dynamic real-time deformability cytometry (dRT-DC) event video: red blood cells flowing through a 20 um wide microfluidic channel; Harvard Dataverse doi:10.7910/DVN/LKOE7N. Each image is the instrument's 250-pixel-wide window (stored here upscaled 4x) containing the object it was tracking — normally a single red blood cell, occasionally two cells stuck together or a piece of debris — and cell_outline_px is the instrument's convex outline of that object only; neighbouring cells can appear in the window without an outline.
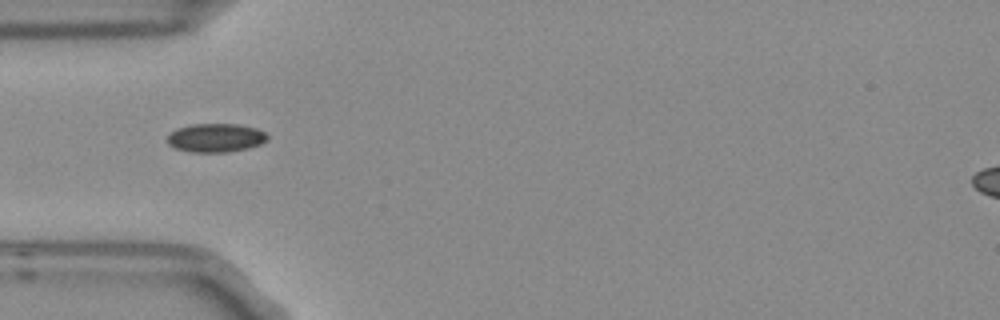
{"species": "Egyptian fruit bat (a non-hibernating species)", "species_latin": "Rousettus aegyptiacus", "temperature_condition": "room temperature", "stored_images_in_passage": 6, "segment_of_instrument_passage": [2, 2], "camera_frame_rate_fps": 3000, "um_per_image_px": 0.085, "frame": {"image": 1, "passage_image": 4, "time_ms": 1.0, "image_size_px": [1000, 320], "cell_outline_px": [[268, 140], [260, 144], [248, 148], [228, 152], [192, 152], [176, 148], [168, 144], [168, 136], [176, 128], [192, 124], [236, 124], [256, 128], [264, 132], [268, 136]], "centroid_in_image_um": [18.35, 11.71], "position_along_channel_um": 66.7, "area_um2": 16.65}}
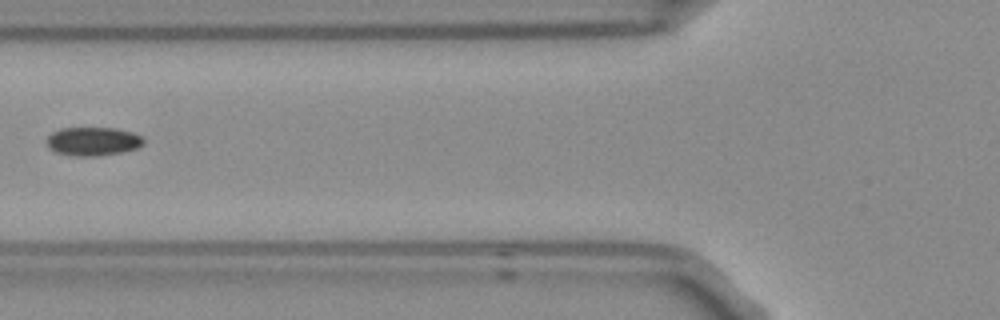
{"frame": {"image": 2, "passage_image": 5, "time_ms": 1.333, "image_size_px": [1000, 320], "cell_outline_px": [[144, 144], [136, 148], [120, 152], [96, 156], [76, 156], [56, 152], [48, 148], [48, 136], [52, 132], [60, 128], [112, 128], [132, 132], [140, 136], [144, 140]], "centroid_in_image_um": [7.88, 12.01], "position_along_channel_um": 117.9, "area_um2": 15.95}}